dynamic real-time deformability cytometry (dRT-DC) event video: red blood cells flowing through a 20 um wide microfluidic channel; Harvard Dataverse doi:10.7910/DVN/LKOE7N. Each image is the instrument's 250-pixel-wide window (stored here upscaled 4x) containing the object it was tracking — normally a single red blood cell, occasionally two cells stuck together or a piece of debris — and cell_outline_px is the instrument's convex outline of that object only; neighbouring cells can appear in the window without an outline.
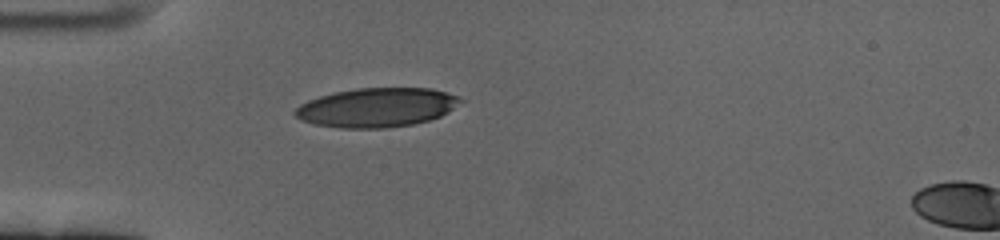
{"species": "human", "species_latin": "Homo sapiens", "temperature_condition": "cold", "stored_images_in_passage": 38, "camera_frame_rate_fps": 3000, "um_per_image_px": 0.085, "donor": {"sex": "female"}, "frame": {"image": 1, "passage_image": 1, "time_ms": 0.0, "image_size_px": [1000, 240], "cell_outline_px": [[464, 100], [448, 112], [440, 116], [428, 120], [412, 124], [384, 128], [340, 128], [316, 124], [300, 120], [292, 112], [300, 104], [308, 100], [332, 92], [356, 88], [432, 88], [456, 96]], "centroid_in_image_um": [31.99, 9.13], "position_along_channel_um": 53.0, "area_um2": 37.69}}
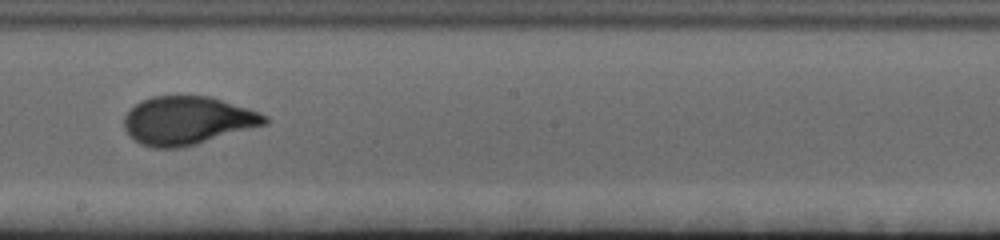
{"frame": {"image": 2, "passage_image": 18, "time_ms": 5.667, "image_size_px": [1000, 240], "cell_outline_px": [[268, 124], [196, 144], [180, 148], [152, 148], [140, 144], [124, 128], [124, 116], [136, 104], [152, 96], [212, 96], [268, 116]], "centroid_in_image_um": [15.94, 10.25], "position_along_channel_um": 232.3, "area_um2": 39.3}}
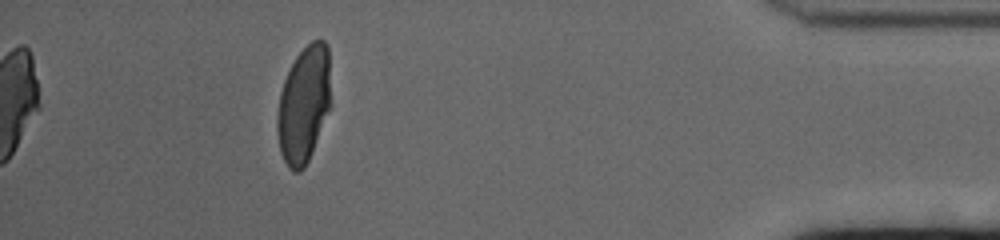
{"frame": {"image": 3, "passage_image": 38, "time_ms": 12.333, "image_size_px": [1000, 240], "cell_outline_px": [[328, 108], [312, 152], [304, 168], [300, 172], [292, 172], [288, 168], [280, 152], [276, 132], [276, 120], [280, 92], [284, 80], [296, 56], [312, 40], [324, 40], [328, 44]], "centroid_in_image_um": [25.76, 8.92], "position_along_channel_um": 409.4, "area_um2": 35.72}, "authors_computed_cell_mechanics": {"area_um2": 38.9572, "velocity_mm_per_s": 3.3751, "shape_relaxation_time_tau1_ms": 4.3571, "shape_relaxation_time_tau2_ms": null, "deformation_change_tau1": 0.1814, "deformation_change_tau2": null}}